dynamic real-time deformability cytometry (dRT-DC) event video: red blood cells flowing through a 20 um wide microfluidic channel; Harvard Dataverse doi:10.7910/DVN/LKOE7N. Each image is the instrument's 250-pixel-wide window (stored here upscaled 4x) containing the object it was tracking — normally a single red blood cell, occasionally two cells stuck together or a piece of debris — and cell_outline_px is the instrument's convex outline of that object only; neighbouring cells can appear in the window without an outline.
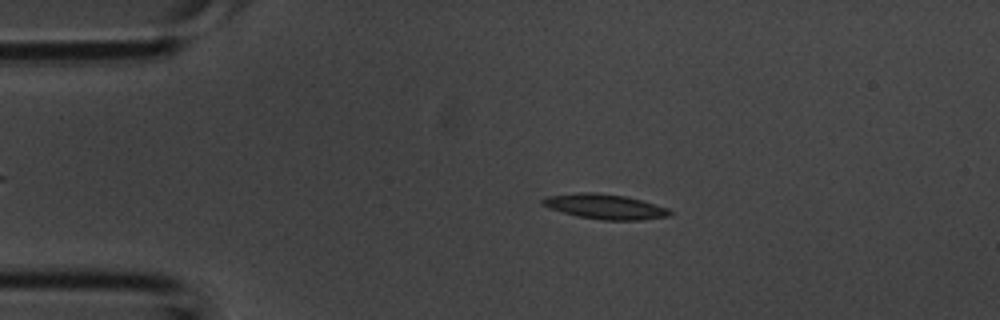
{"species": "common noctule bat (a hibernating species)", "species_latin": "Nyctalus noctula", "temperature_condition": "room temperature", "stored_images_in_passage": 3, "camera_frame_rate_fps": 3000, "um_per_image_px": 0.085, "animal": {"sex": "male", "body_mass_g": 20.1, "forearm_length_mm": 53.5}, "frame": {"image": 1, "passage_image": 1, "time_ms": 0.0, "image_size_px": [1000, 320], "cell_outline_px": [[672, 216], [640, 220], [604, 220], [576, 216], [548, 208], [540, 204], [540, 200], [548, 196], [580, 192], [596, 192], [624, 196], [640, 200], [668, 208], [672, 212]], "centroid_in_image_um": [51.4, 17.56], "position_along_channel_um": 33.6, "area_um2": 18.55}}
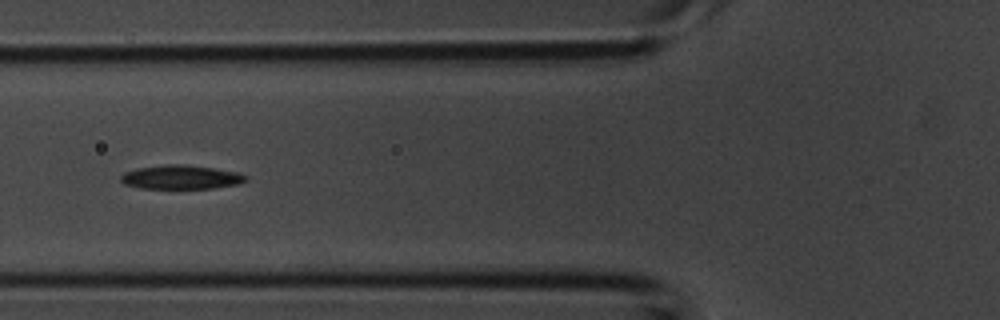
{"frame": {"image": 2, "passage_image": 3, "time_ms": 0.667, "image_size_px": [1000, 320], "cell_outline_px": [[248, 180], [240, 184], [212, 188], [140, 188], [124, 184], [120, 180], [120, 176], [124, 172], [136, 168], [164, 164], [188, 164], [240, 172], [248, 176]], "centroid_in_image_um": [15.41, 15.04], "position_along_channel_um": 110.4, "area_um2": 17.74}}